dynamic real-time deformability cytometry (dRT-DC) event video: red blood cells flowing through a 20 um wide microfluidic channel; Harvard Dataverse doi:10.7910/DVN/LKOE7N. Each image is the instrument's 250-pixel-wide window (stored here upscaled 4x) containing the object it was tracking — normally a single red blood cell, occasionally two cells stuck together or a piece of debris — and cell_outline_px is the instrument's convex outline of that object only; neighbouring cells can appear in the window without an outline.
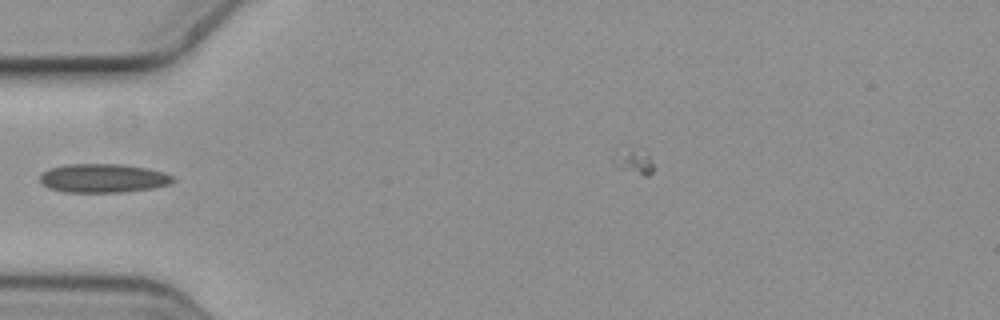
{"species": "common noctule bat (a hibernating species)", "species_latin": "Nyctalus noctula", "temperature_condition": "cold", "stored_images_in_passage": 1, "camera_frame_rate_fps": 3000, "um_per_image_px": 0.085, "animal": {"sex": "female", "body_mass_g": 19.3, "forearm_length_mm": 54.1}, "frame": {"image": 1, "passage_image": 1, "time_ms": 0.0, "image_size_px": [1000, 320], "cell_outline_px": [[176, 180], [168, 184], [152, 188], [120, 192], [64, 192], [48, 188], [40, 180], [40, 176], [44, 172], [52, 168], [68, 164], [124, 164], [148, 168], [164, 172], [172, 176]], "centroid_in_image_um": [8.79, 15.14], "position_along_channel_um": 76.2, "area_um2": 22.2}}